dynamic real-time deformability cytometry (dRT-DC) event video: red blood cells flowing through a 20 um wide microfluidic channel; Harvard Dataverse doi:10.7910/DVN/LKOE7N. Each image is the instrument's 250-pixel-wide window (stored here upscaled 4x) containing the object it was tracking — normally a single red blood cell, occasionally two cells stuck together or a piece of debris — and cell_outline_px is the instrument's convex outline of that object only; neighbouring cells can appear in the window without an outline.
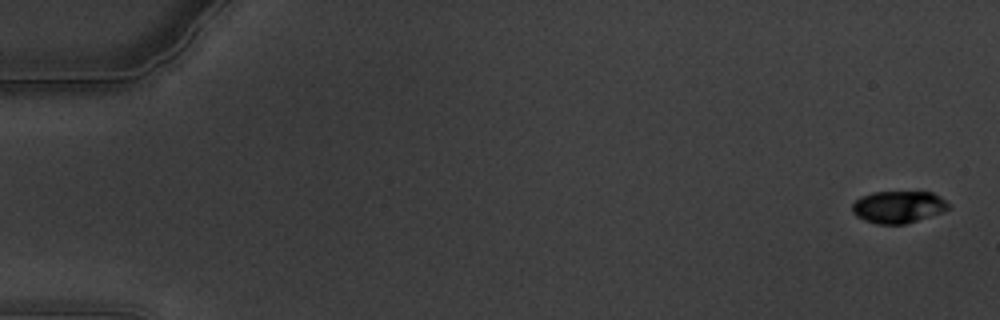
{"species": "common noctule bat (a hibernating species)", "species_latin": "Nyctalus noctula", "temperature_condition": "warm", "stored_images_in_passage": 62, "camera_frame_rate_fps": 3000, "um_per_image_px": 0.085, "animal": {"sex": "male", "body_mass_g": 19.5, "forearm_length_mm": 54.6}, "frame": {"image": 1, "passage_image": 2, "time_ms": 0.333, "image_size_px": [1000, 320], "cell_outline_px": [[948, 208], [940, 212], [904, 224], [876, 224], [864, 220], [856, 216], [852, 212], [852, 204], [860, 196], [872, 192], [932, 192], [940, 196], [948, 204]], "centroid_in_image_um": [76.29, 17.58], "position_along_channel_um": 8.7, "area_um2": 17.8}}
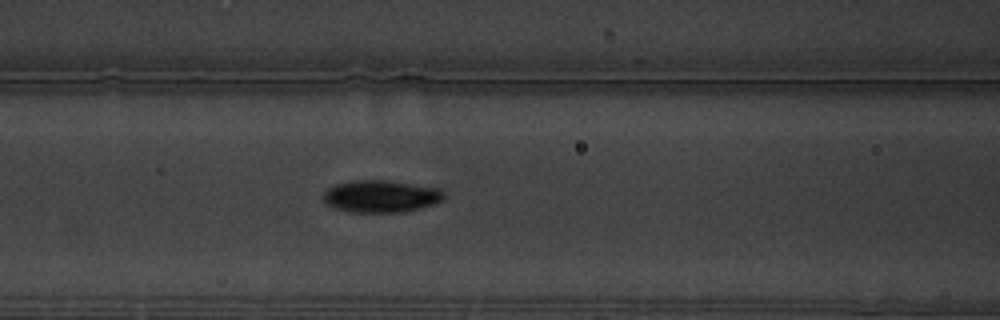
{"frame": {"image": 2, "passage_image": 27, "time_ms": 8.667, "image_size_px": [1000, 320], "cell_outline_px": [[444, 196], [440, 200], [432, 204], [420, 208], [404, 212], [352, 212], [332, 208], [324, 200], [324, 192], [328, 188], [336, 184], [352, 180], [384, 180], [440, 188], [444, 192]], "centroid_in_image_um": [32.35, 16.68], "position_along_channel_um": 134.2, "area_um2": 22.48}}
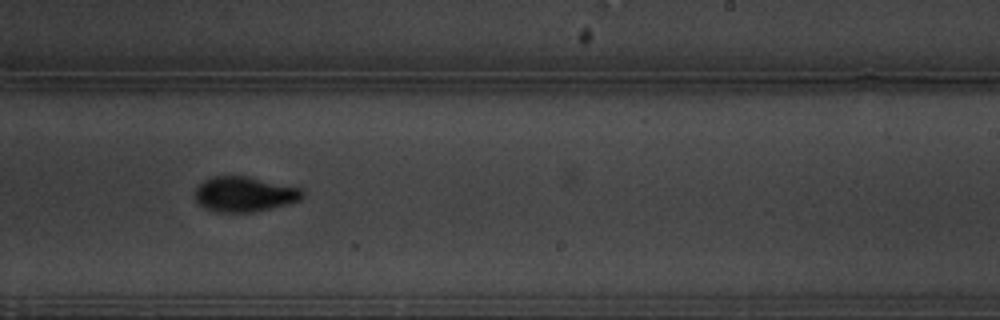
{"frame": {"image": 3, "passage_image": 39, "time_ms": 12.667, "image_size_px": [1000, 320], "cell_outline_px": [[304, 196], [300, 200], [288, 204], [272, 208], [252, 212], [216, 212], [204, 208], [196, 200], [196, 188], [204, 180], [212, 176], [244, 176], [304, 188]], "centroid_in_image_um": [20.81, 16.51], "position_along_channel_um": 268.2, "area_um2": 22.02}, "authors_computed_cell_mechanics": {"area_um2": 20.6924, "velocity_mm_per_s": 3.3623, "shape_relaxation_time_tau1_ms": 2.7579, "shape_relaxation_time_tau2_ms": 5.457, "deformation_change_tau1": 0.1349, "deformation_change_tau2": 0.105}}